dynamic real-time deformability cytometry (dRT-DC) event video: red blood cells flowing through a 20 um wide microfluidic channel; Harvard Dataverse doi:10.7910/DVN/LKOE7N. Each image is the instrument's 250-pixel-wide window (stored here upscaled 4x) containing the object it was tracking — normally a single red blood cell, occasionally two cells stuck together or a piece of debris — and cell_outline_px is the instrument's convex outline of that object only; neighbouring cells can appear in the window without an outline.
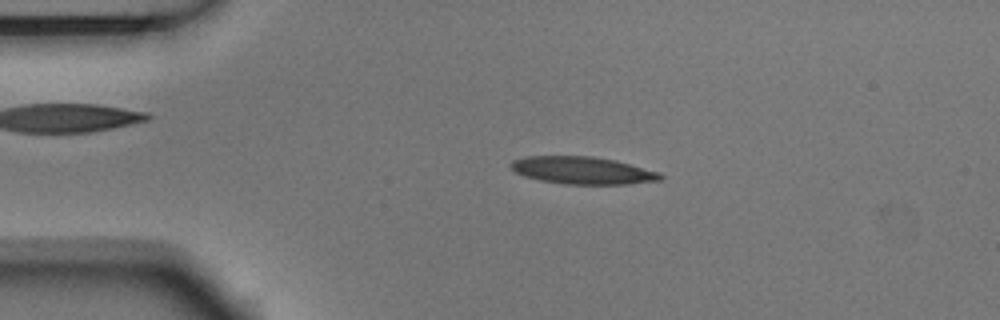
{"species": "Egyptian fruit bat (a non-hibernating species)", "species_latin": "Rousettus aegyptiacus", "temperature_condition": "room temperature", "stored_images_in_passage": 4, "camera_frame_rate_fps": 3000, "um_per_image_px": 0.085, "animal": {"sex": "male"}, "frame": {"image": 1, "passage_image": 3, "time_ms": 0.667, "image_size_px": [1000, 320], "cell_outline_px": [[664, 176], [660, 180], [628, 184], [564, 184], [540, 180], [524, 176], [516, 172], [512, 168], [512, 160], [528, 156], [592, 156], [616, 160], [660, 172]], "centroid_in_image_um": [49.55, 14.48], "position_along_channel_um": 35.5, "area_um2": 23.81}}